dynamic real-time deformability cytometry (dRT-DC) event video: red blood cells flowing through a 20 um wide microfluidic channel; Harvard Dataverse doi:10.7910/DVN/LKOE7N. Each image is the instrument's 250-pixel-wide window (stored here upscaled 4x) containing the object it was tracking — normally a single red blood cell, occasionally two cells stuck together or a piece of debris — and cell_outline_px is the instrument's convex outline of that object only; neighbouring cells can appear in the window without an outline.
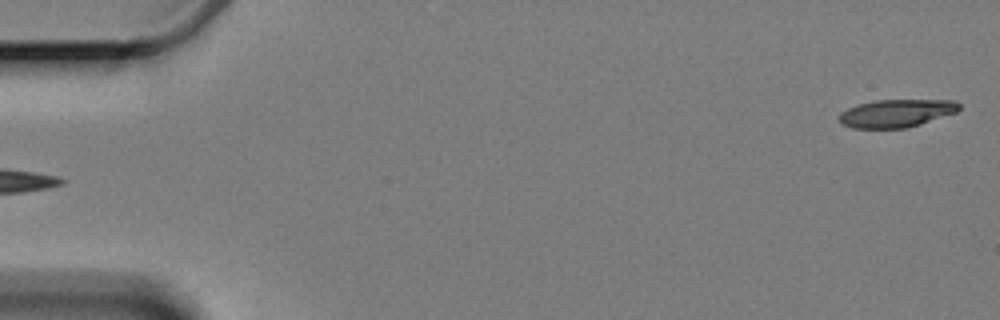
{"species": "Egyptian fruit bat (a non-hibernating species)", "species_latin": "Rousettus aegyptiacus", "temperature_condition": "cold", "stored_images_in_passage": 3, "camera_frame_rate_fps": 3000, "um_per_image_px": 0.085, "animal": {"sex": "female"}, "frame": {"image": 1, "passage_image": 3, "time_ms": 2.333, "image_size_px": [1000, 320], "cell_outline_px": [[960, 108], [956, 112], [920, 124], [904, 128], [852, 128], [840, 124], [840, 112], [848, 108], [860, 104], [876, 100], [956, 100], [960, 104]], "centroid_in_image_um": [76.19, 9.62], "position_along_channel_um": 8.8, "area_um2": 19.36}}